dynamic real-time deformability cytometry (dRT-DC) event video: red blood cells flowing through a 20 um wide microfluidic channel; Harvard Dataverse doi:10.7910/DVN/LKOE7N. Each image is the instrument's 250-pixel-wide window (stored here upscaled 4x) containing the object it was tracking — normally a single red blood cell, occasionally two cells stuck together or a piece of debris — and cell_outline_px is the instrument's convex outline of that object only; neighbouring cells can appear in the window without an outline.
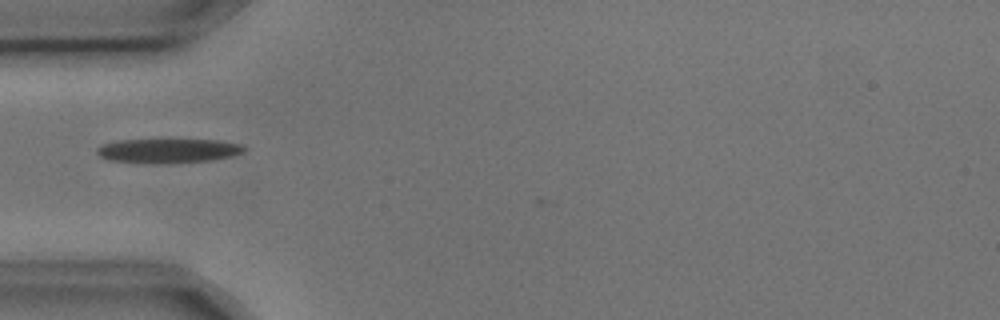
{"species": "common noctule bat (a hibernating species)", "species_latin": "Nyctalus noctula", "temperature_condition": "cold", "stored_images_in_passage": 6, "camera_frame_rate_fps": 3000, "um_per_image_px": 0.085, "animal": {"sex": "male", "body_mass_g": 17.9, "forearm_length_mm": 54.2}, "frame": {"image": 1, "passage_image": 2, "time_ms": 0.333, "image_size_px": [1000, 320], "cell_outline_px": [[248, 148], [244, 152], [232, 156], [208, 160], [108, 160], [100, 156], [96, 152], [96, 148], [100, 144], [116, 140], [220, 140], [244, 144]], "centroid_in_image_um": [14.36, 12.74], "position_along_channel_um": 70.6, "area_um2": 19.59}}
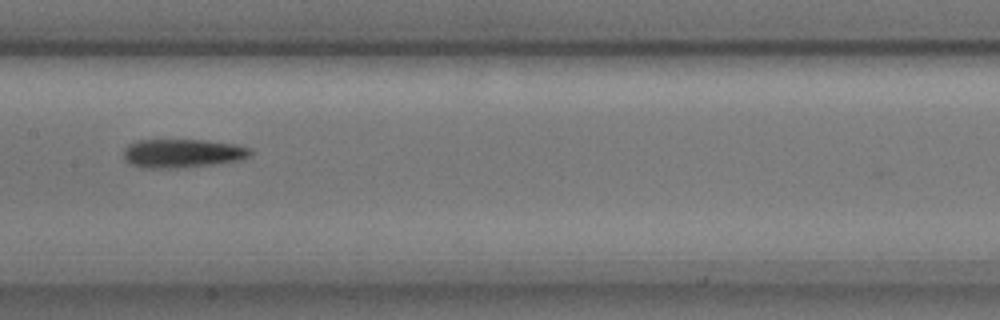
{"frame": {"image": 2, "passage_image": 5, "time_ms": 1.333, "image_size_px": [1000, 320], "cell_outline_px": [[252, 156], [240, 160], [212, 164], [172, 168], [140, 168], [124, 160], [124, 148], [128, 144], [136, 140], [204, 140], [236, 144], [252, 148]], "centroid_in_image_um": [15.51, 13.02], "position_along_channel_um": 191.9, "area_um2": 21.33}}
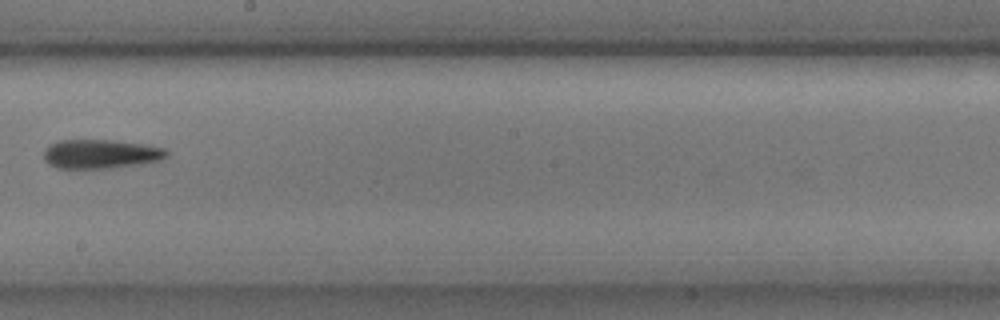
{"frame": {"image": 3, "passage_image": 6, "time_ms": 1.667, "image_size_px": [1000, 320], "cell_outline_px": [[168, 156], [160, 160], [140, 164], [108, 168], [56, 168], [48, 164], [44, 160], [44, 148], [48, 144], [60, 140], [112, 140], [144, 144], [164, 148], [168, 152]], "centroid_in_image_um": [8.52, 13.08], "position_along_channel_um": 239.7, "area_um2": 20.92}}